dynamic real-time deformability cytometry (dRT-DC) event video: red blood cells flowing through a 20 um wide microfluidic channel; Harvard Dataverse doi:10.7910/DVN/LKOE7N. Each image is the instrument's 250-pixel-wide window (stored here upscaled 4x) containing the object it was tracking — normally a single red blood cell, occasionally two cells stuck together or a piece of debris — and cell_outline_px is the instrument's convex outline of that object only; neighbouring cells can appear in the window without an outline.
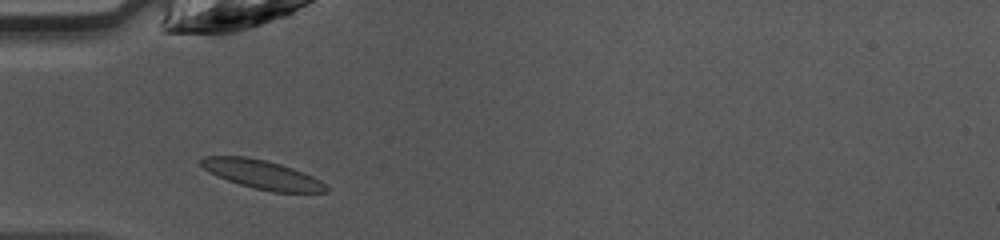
{"species": "common noctule bat (a hibernating species)", "species_latin": "Nyctalus noctula", "temperature_condition": "warm", "stored_images_in_passage": 34, "camera_frame_rate_fps": 3000, "um_per_image_px": 0.085, "animal": {"sex": "female", "body_mass_g": 10.0, "forearm_length_mm": 53.1}, "frame": {"image": 1, "passage_image": 2, "time_ms": 0.333, "image_size_px": [1000, 240], "cell_outline_px": [[328, 192], [272, 192], [240, 184], [228, 180], [204, 168], [200, 164], [200, 160], [204, 156], [244, 156], [264, 160], [280, 164], [292, 168], [312, 176], [320, 180], [328, 188]], "centroid_in_image_um": [22.3, 14.83], "position_along_channel_um": 62.7, "area_um2": 20.52}}
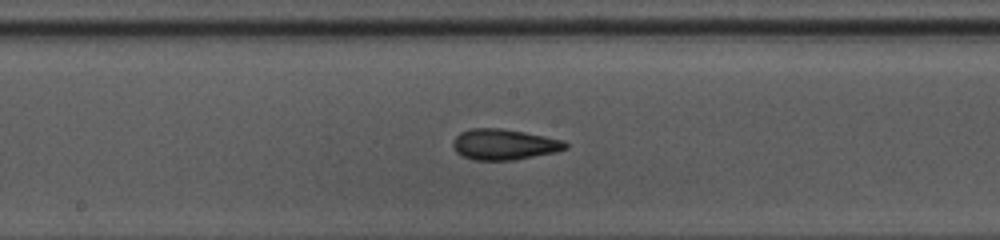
{"frame": {"image": 2, "passage_image": 12, "time_ms": 3.667, "image_size_px": [1000, 240], "cell_outline_px": [[568, 148], [556, 152], [512, 160], [472, 160], [456, 152], [452, 148], [452, 144], [456, 136], [460, 132], [468, 128], [500, 128], [524, 132], [564, 140], [568, 144]], "centroid_in_image_um": [42.83, 12.27], "position_along_channel_um": 205.4, "area_um2": 20.23}}
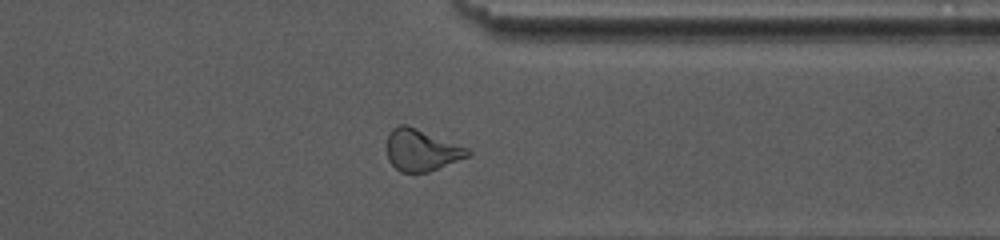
{"frame": {"image": 3, "passage_image": 24, "time_ms": 7.667, "image_size_px": [1000, 240], "cell_outline_px": [[472, 152], [468, 156], [428, 172], [400, 172], [388, 160], [384, 144], [392, 128], [400, 124], [408, 124], [468, 148]], "centroid_in_image_um": [35.76, 12.74], "position_along_channel_um": 375.6, "area_um2": 19.83}, "authors_computed_cell_mechanics": {"area_um2": 20.0277, "velocity_mm_per_s": 4.3065, "shape_relaxation_time_tau1_ms": 6.8548, "shape_relaxation_time_tau2_ms": 1.6409, "deformation_change_tau1": 0.1806, "deformation_change_tau2": 0.0886}}